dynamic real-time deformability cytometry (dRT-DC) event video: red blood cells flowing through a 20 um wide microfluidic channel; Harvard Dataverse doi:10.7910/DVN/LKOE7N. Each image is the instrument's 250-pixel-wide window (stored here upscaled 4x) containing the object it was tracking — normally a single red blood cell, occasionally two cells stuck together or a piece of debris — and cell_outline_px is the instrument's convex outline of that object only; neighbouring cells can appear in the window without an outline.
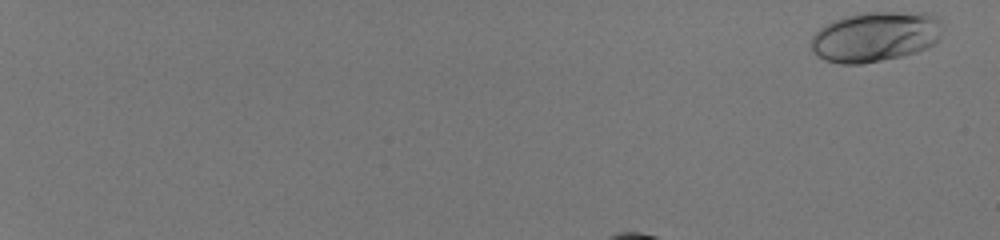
{"species": "human", "species_latin": "Homo sapiens", "temperature_condition": "room temperature", "stored_images_in_passage": 41, "camera_frame_rate_fps": 3000, "um_per_image_px": 0.085, "donor": {"sex": "male"}, "frame": {"image": 1, "passage_image": 1, "time_ms": 0.0, "image_size_px": [1000, 240], "cell_outline_px": [[940, 36], [932, 44], [916, 52], [900, 56], [860, 64], [840, 64], [824, 60], [816, 56], [812, 52], [812, 36], [820, 28], [832, 20], [844, 16], [860, 12], [928, 12], [936, 16], [940, 20]], "centroid_in_image_um": [74.36, 3.1], "position_along_channel_um": 10.6, "area_um2": 38.44}}
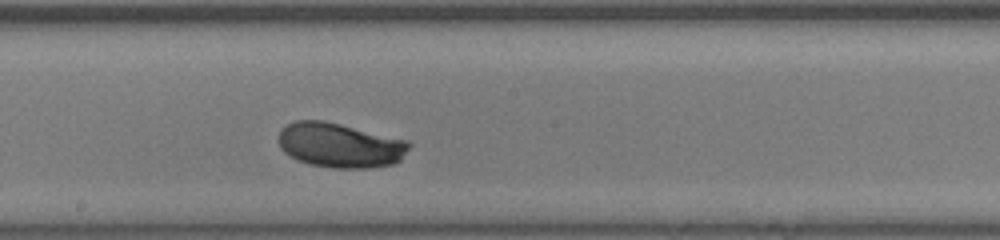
{"frame": {"image": 2, "passage_image": 27, "time_ms": 8.667, "image_size_px": [1000, 240], "cell_outline_px": [[412, 144], [400, 160], [392, 164], [372, 168], [332, 168], [308, 164], [296, 160], [284, 152], [280, 148], [280, 128], [296, 120], [324, 120], [408, 140]], "centroid_in_image_um": [28.9, 12.35], "position_along_channel_um": 219.3, "area_um2": 34.16}}
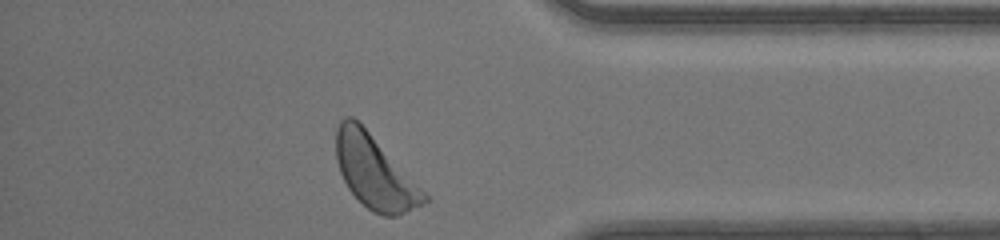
{"frame": {"image": 3, "passage_image": 41, "time_ms": 13.333, "image_size_px": [1000, 240], "cell_outline_px": [[428, 200], [396, 216], [384, 216], [372, 212], [348, 188], [340, 172], [336, 160], [336, 128], [340, 120], [344, 116], [352, 116], [368, 132], [428, 196]], "centroid_in_image_um": [31.78, 14.62], "position_along_channel_um": 403.4, "area_um2": 36.13}, "authors_computed_cell_mechanics": {"area_um2": 33.6396, "velocity_mm_per_s": 4.1348, "shape_relaxation_time_tau1_ms": 1.9631, "shape_relaxation_time_tau2_ms": null, "deformation_change_tau1": 0.1285, "deformation_change_tau2": null}}